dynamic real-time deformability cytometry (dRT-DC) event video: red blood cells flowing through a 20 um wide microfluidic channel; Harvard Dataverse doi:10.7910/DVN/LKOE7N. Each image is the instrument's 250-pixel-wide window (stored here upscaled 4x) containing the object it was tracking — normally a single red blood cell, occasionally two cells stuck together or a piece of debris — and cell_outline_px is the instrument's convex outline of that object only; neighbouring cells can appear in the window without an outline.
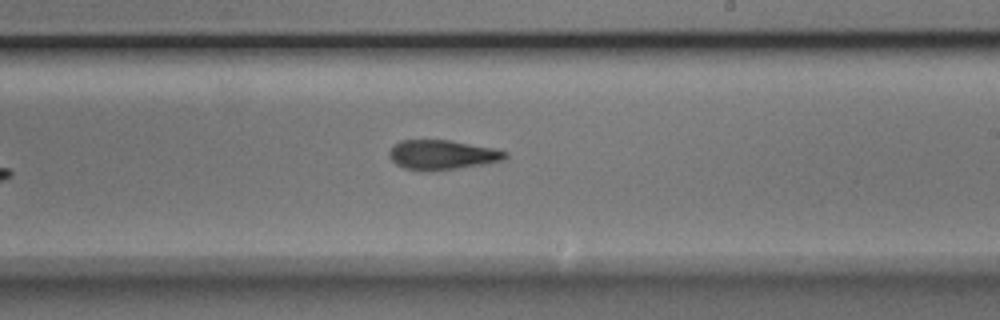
{"species": "Egyptian fruit bat (a non-hibernating species)", "species_latin": "Rousettus aegyptiacus", "temperature_condition": "room temperature", "stored_images_in_passage": 10, "camera_frame_rate_fps": 3000, "um_per_image_px": 0.085, "animal": {"sex": "male"}, "frame": {"image": 1, "passage_image": 10, "time_ms": 3.0, "image_size_px": [1000, 320], "cell_outline_px": [[508, 156], [504, 160], [484, 164], [460, 168], [404, 168], [396, 164], [388, 156], [388, 152], [392, 144], [400, 140], [452, 140], [492, 148], [508, 152]], "centroid_in_image_um": [37.59, 13.11], "position_along_channel_um": 251.4, "area_um2": 19.54}}